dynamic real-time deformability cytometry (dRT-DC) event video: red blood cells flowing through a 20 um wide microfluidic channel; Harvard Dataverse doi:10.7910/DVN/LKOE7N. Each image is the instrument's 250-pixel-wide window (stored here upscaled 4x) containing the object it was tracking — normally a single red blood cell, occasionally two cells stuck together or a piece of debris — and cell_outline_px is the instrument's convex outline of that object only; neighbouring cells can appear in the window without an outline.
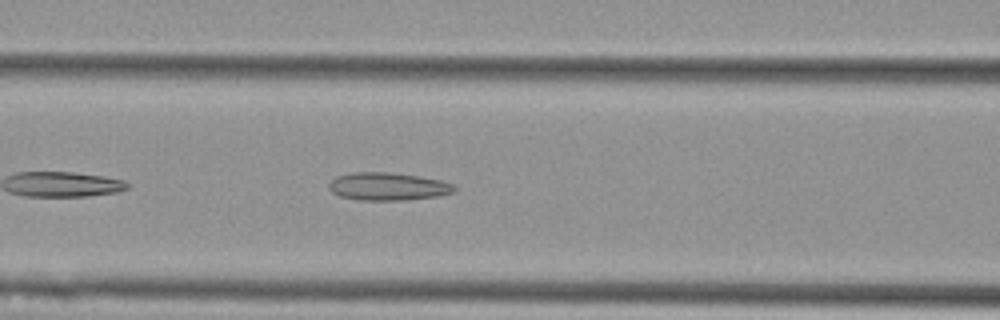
{"species": "Egyptian fruit bat (a non-hibernating species)", "species_latin": "Rousettus aegyptiacus", "temperature_condition": "cold", "stored_images_in_passage": 40, "camera_frame_rate_fps": 3000, "um_per_image_px": 0.085, "animal": {"sex": "female"}, "frame": {"image": 1, "passage_image": 8, "time_ms": 2.333, "image_size_px": [1000, 320], "cell_outline_px": [[456, 192], [440, 196], [408, 200], [360, 200], [340, 196], [332, 192], [328, 188], [328, 184], [336, 176], [352, 172], [388, 172], [420, 176], [440, 180], [452, 184], [456, 188]], "centroid_in_image_um": [32.99, 15.85], "position_along_channel_um": 133.6, "area_um2": 20.52}}
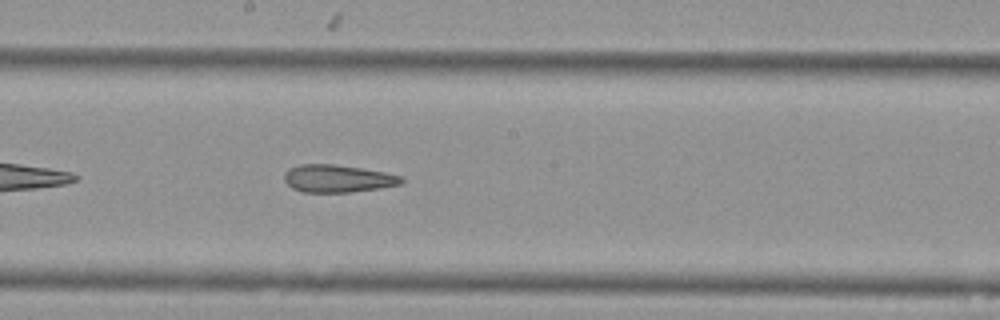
{"frame": {"image": 2, "passage_image": 15, "time_ms": 4.667, "image_size_px": [1000, 320], "cell_outline_px": [[404, 180], [400, 184], [380, 188], [352, 192], [300, 192], [292, 188], [284, 180], [284, 172], [288, 168], [300, 164], [332, 164], [360, 168], [384, 172], [400, 176]], "centroid_in_image_um": [28.65, 15.18], "position_along_channel_um": 219.5, "area_um2": 18.79}}
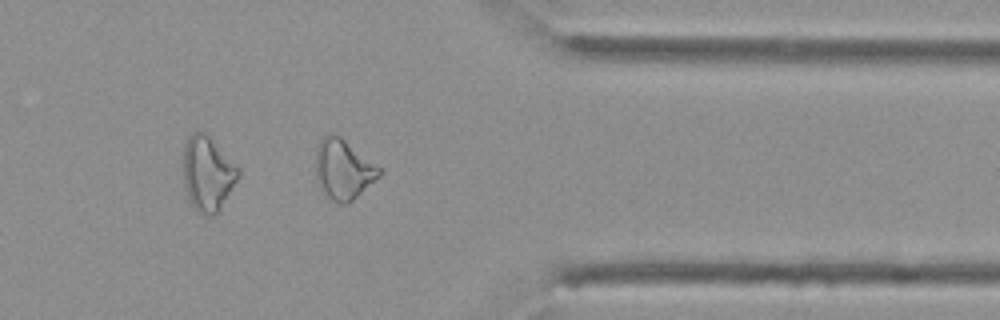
{"frame": {"image": 3, "passage_image": 29, "time_ms": 9.333, "image_size_px": [1000, 320], "cell_outline_px": [[384, 172], [380, 176], [348, 204], [340, 204], [332, 200], [328, 196], [316, 180], [316, 148], [320, 140], [324, 136], [340, 136], [380, 168]], "centroid_in_image_um": [29.19, 14.42], "position_along_channel_um": 382.2, "area_um2": 21.73}, "authors_computed_cell_mechanics": {"area_um2": 20.23, "velocity_mm_per_s": 3.6978, "shape_relaxation_time_tau1_ms": null, "shape_relaxation_time_tau2_ms": 4.8569, "deformation_change_tau1": null, "deformation_change_tau2": 0.1494}}